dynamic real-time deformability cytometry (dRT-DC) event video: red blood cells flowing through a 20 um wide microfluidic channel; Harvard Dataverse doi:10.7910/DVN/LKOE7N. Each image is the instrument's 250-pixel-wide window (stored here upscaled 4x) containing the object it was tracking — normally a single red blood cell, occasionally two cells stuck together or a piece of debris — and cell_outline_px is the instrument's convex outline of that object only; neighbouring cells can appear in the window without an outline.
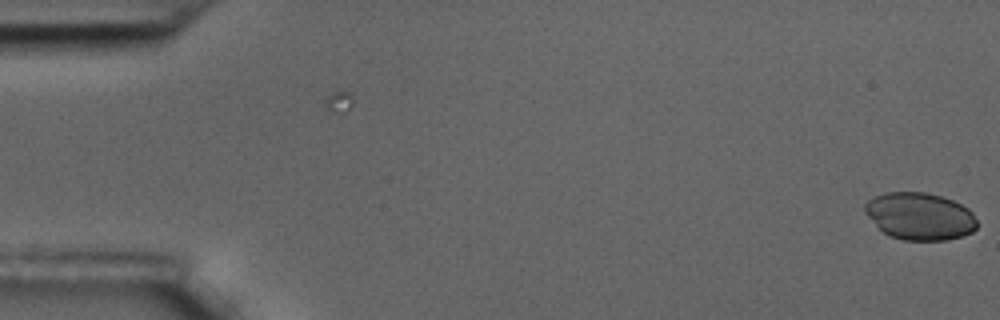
{"species": "common noctule bat (a hibernating species)", "species_latin": "Nyctalus noctula", "temperature_condition": "room temperature", "stored_images_in_passage": 7, "camera_frame_rate_fps": 3000, "um_per_image_px": 0.085, "animal": {"sex": "male", "body_mass_g": 17.5, "forearm_length_mm": 52.3}, "frame": {"image": 1, "passage_image": 7, "time_ms": 2.0, "image_size_px": [1000, 320], "cell_outline_px": [[976, 228], [972, 232], [960, 236], [944, 240], [904, 240], [892, 236], [884, 232], [864, 212], [864, 204], [868, 200], [884, 192], [924, 192], [940, 196], [952, 200], [968, 208], [972, 212], [976, 220]], "centroid_in_image_um": [78.18, 18.37], "position_along_channel_um": 6.8, "area_um2": 30.58}}